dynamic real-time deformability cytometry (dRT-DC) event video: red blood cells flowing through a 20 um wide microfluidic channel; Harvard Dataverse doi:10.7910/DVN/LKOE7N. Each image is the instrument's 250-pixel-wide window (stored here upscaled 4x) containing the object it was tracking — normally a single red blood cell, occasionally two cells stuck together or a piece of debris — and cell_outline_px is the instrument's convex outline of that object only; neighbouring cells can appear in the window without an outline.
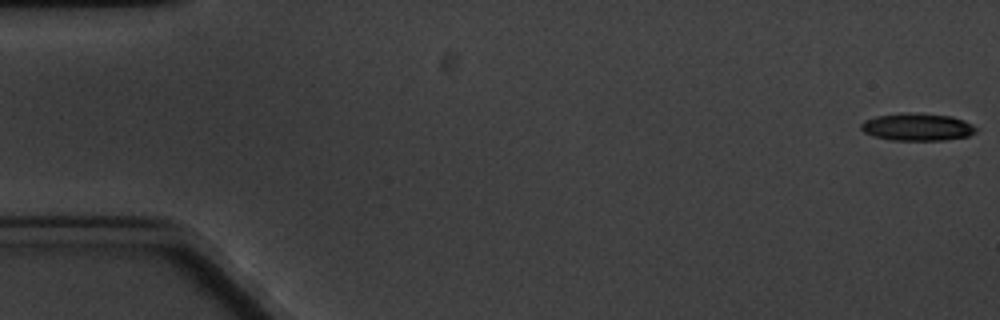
{"species": "common noctule bat (a hibernating species)", "species_latin": "Nyctalus noctula", "temperature_condition": "cold", "stored_images_in_passage": 6, "camera_frame_rate_fps": 3000, "um_per_image_px": 0.085, "animal": {"sex": "male", "body_mass_g": 20.1, "forearm_length_mm": 53.5}, "frame": {"image": 1, "passage_image": 1, "time_ms": 0.0, "image_size_px": [1000, 320], "cell_outline_px": [[976, 132], [968, 136], [944, 140], [892, 140], [872, 136], [864, 132], [860, 128], [860, 124], [864, 120], [876, 116], [900, 112], [952, 116], [964, 120], [972, 124], [976, 128]], "centroid_in_image_um": [77.94, 10.79], "position_along_channel_um": 7.1, "area_um2": 18.44}}
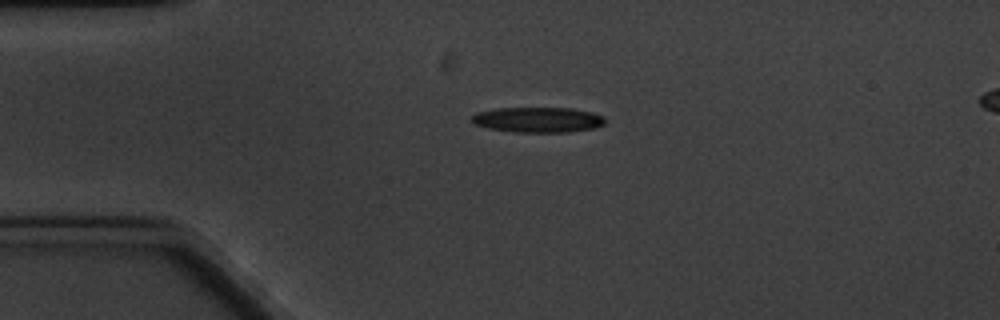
{"frame": {"image": 2, "passage_image": 5, "time_ms": 4.333, "image_size_px": [1000, 320], "cell_outline_px": [[608, 120], [604, 124], [596, 128], [568, 132], [512, 132], [488, 128], [472, 124], [468, 120], [476, 112], [496, 108], [572, 108], [592, 112], [604, 116]], "centroid_in_image_um": [45.71, 10.18], "position_along_channel_um": 39.3, "area_um2": 20.06}}